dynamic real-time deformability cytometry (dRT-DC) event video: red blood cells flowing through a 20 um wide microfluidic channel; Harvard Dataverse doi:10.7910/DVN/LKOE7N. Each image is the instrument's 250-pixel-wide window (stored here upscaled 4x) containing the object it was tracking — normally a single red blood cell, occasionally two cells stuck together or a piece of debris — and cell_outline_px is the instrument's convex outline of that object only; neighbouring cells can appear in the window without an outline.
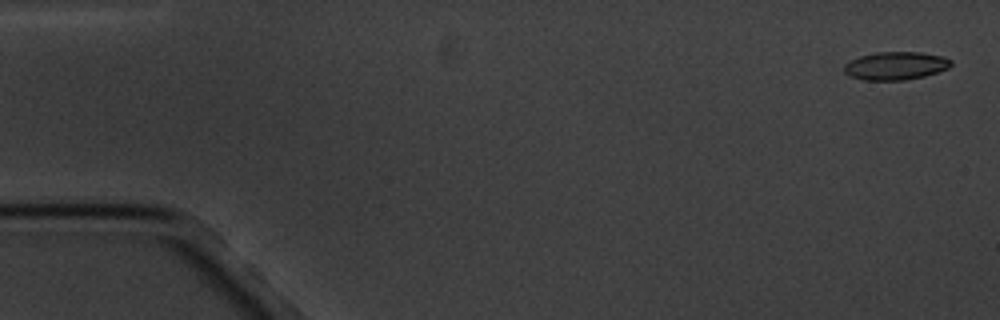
{"species": "common noctule bat (a hibernating species)", "species_latin": "Nyctalus noctula", "temperature_condition": "cold", "stored_images_in_passage": 10, "camera_frame_rate_fps": 3000, "um_per_image_px": 0.085, "animal": {"sex": "male", "body_mass_g": 20.1, "forearm_length_mm": 53.5}, "frame": {"image": 1, "passage_image": 1, "time_ms": 0.0, "image_size_px": [1000, 320], "cell_outline_px": [[952, 64], [948, 68], [924, 76], [904, 80], [864, 80], [848, 76], [844, 72], [844, 64], [860, 56], [876, 52], [920, 52], [944, 56], [952, 60]], "centroid_in_image_um": [76.13, 5.59], "position_along_channel_um": 8.9, "area_um2": 17.51}}
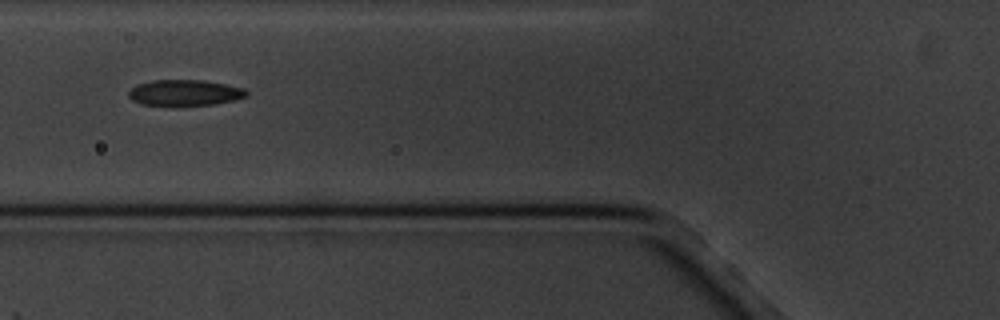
{"frame": {"image": 2, "passage_image": 7, "time_ms": 6.667, "image_size_px": [1000, 320], "cell_outline_px": [[248, 96], [232, 100], [212, 104], [140, 104], [132, 100], [128, 96], [128, 92], [136, 84], [152, 80], [200, 80], [224, 84], [244, 88], [248, 92]], "centroid_in_image_um": [15.68, 7.86], "position_along_channel_um": 110.1, "area_um2": 17.34}}
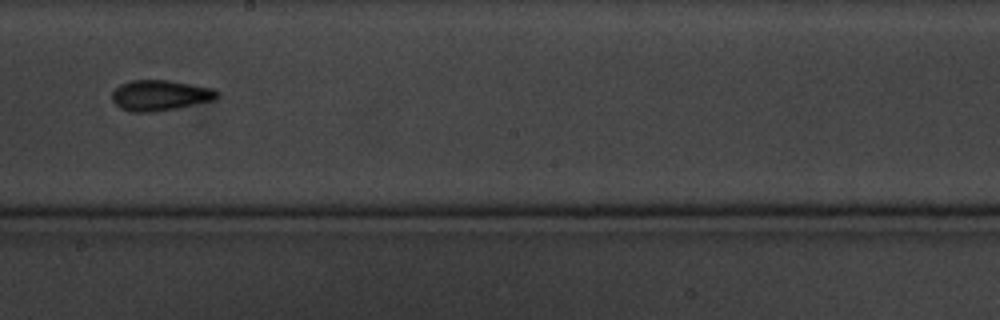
{"frame": {"image": 3, "passage_image": 10, "time_ms": 10.333, "image_size_px": [1000, 320], "cell_outline_px": [[220, 96], [212, 100], [176, 108], [156, 112], [132, 112], [120, 108], [112, 100], [112, 92], [120, 84], [132, 80], [168, 80], [216, 88], [220, 92]], "centroid_in_image_um": [13.63, 8.1], "position_along_channel_um": 234.6, "area_um2": 18.84}}